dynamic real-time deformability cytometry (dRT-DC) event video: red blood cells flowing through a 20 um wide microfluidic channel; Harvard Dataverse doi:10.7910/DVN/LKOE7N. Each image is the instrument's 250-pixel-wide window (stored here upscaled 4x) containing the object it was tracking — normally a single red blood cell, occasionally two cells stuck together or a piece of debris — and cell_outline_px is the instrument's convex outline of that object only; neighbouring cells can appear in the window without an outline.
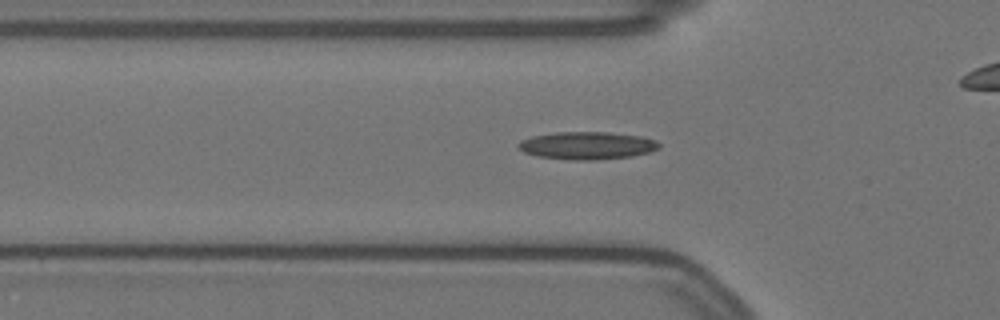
{"species": "Egyptian fruit bat (a non-hibernating species)", "species_latin": "Rousettus aegyptiacus", "temperature_condition": "warm", "stored_images_in_passage": 51, "camera_frame_rate_fps": 3000, "um_per_image_px": 0.085, "animal": {"sex": "female"}, "frame": {"image": 1, "passage_image": 11, "time_ms": 3.333, "image_size_px": [1000, 320], "cell_outline_px": [[660, 148], [652, 152], [632, 156], [596, 160], [568, 160], [536, 156], [524, 152], [516, 144], [520, 140], [532, 136], [556, 132], [608, 132], [644, 136], [656, 140], [660, 144]], "centroid_in_image_um": [49.93, 12.37], "position_along_channel_um": 75.9, "area_um2": 23.0}}
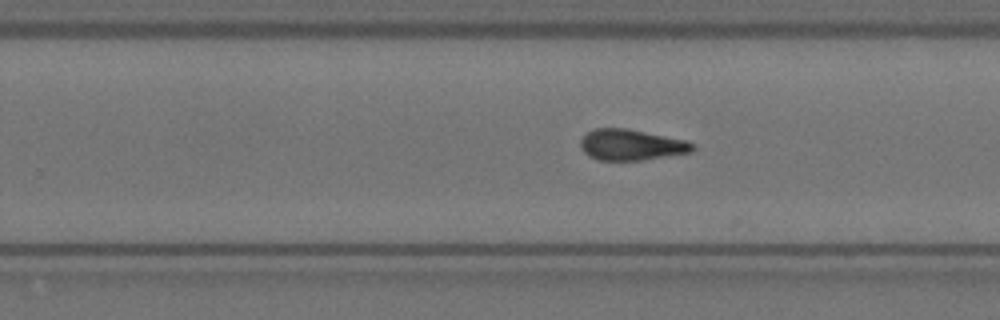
{"frame": {"image": 2, "passage_image": 28, "time_ms": 9.0, "image_size_px": [1000, 320], "cell_outline_px": [[696, 148], [692, 152], [644, 160], [596, 160], [588, 156], [580, 148], [580, 140], [588, 132], [596, 128], [628, 128], [684, 140], [696, 144]], "centroid_in_image_um": [53.66, 12.32], "position_along_channel_um": 276.1, "area_um2": 20.35}}
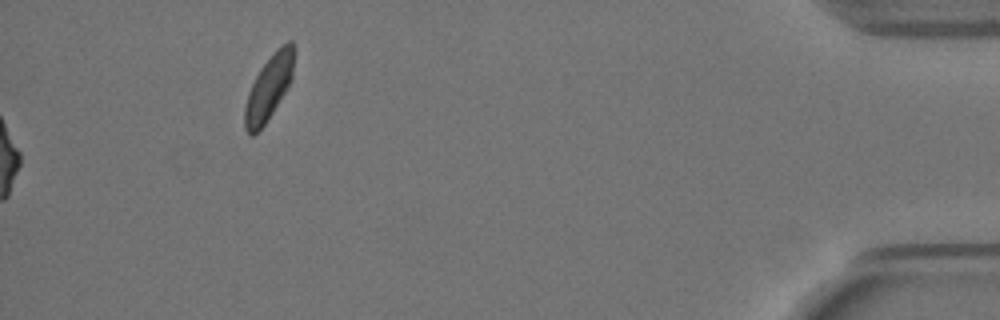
{"frame": {"image": 3, "passage_image": 51, "time_ms": 16.667, "image_size_px": [1000, 320], "cell_outline_px": [[296, 48], [292, 80], [272, 112], [264, 124], [252, 136], [244, 128], [244, 108], [248, 92], [260, 68], [276, 48], [280, 44], [288, 40], [292, 40]], "centroid_in_image_um": [22.89, 7.35], "position_along_channel_um": 412.3, "area_um2": 18.73}, "authors_computed_cell_mechanics": {"area_um2": 20.1144, "velocity_mm_per_s": 3.519, "shape_relaxation_time_tau1_ms": 10.3085, "shape_relaxation_time_tau2_ms": 3.9648, "deformation_change_tau1": 0.2225, "deformation_change_tau2": 0.1271}}